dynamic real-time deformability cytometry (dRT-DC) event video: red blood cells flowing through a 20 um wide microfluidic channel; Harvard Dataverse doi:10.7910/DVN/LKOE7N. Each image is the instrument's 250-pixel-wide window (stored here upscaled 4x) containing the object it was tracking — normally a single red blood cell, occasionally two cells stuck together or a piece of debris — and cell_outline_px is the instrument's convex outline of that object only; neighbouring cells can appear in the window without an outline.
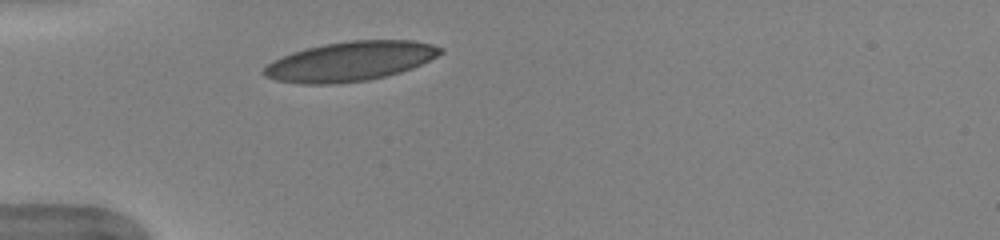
{"species": "human", "species_latin": "Homo sapiens", "temperature_condition": "warm", "stored_images_in_passage": 31, "camera_frame_rate_fps": 3000, "um_per_image_px": 0.085, "donor": {"sex": "female"}, "frame": {"image": 1, "passage_image": 1, "time_ms": 0.0, "image_size_px": [1000, 240], "cell_outline_px": [[444, 52], [412, 68], [400, 72], [368, 80], [336, 84], [300, 84], [276, 80], [264, 76], [260, 72], [272, 60], [292, 52], [324, 44], [352, 40], [412, 40], [432, 44], [444, 48]], "centroid_in_image_um": [29.74, 5.21], "position_along_channel_um": 55.3, "area_um2": 40.63}}
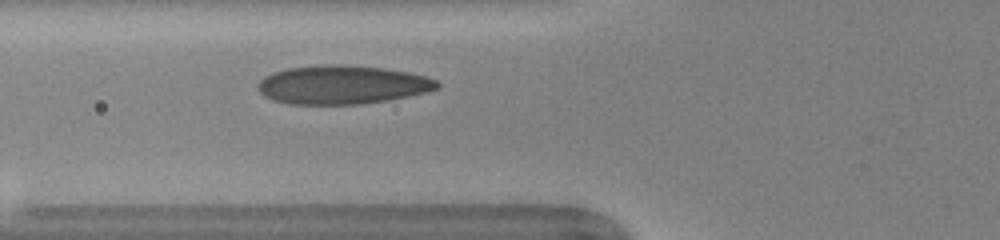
{"frame": {"image": 2, "passage_image": 5, "time_ms": 1.333, "image_size_px": [1000, 240], "cell_outline_px": [[440, 88], [408, 96], [388, 100], [360, 104], [288, 104], [272, 100], [264, 96], [256, 88], [256, 84], [264, 76], [272, 72], [288, 68], [328, 64], [340, 64], [384, 68], [408, 72], [424, 76], [436, 80], [440, 84]], "centroid_in_image_um": [29.05, 7.2], "position_along_channel_um": 96.8, "area_um2": 40.52}}
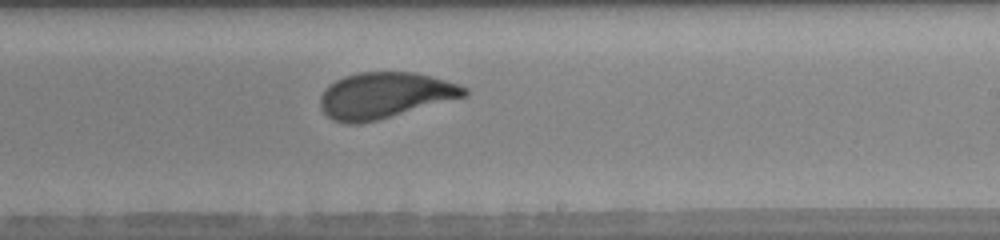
{"frame": {"image": 3, "passage_image": 17, "time_ms": 5.333, "image_size_px": [1000, 240], "cell_outline_px": [[468, 96], [376, 120], [356, 124], [348, 124], [332, 120], [320, 108], [320, 96], [336, 80], [344, 76], [356, 72], [416, 72], [432, 76], [460, 84], [468, 88]], "centroid_in_image_um": [32.74, 8.1], "position_along_channel_um": 256.3, "area_um2": 38.55}, "authors_computed_cell_mechanics": {"area_um2": 39.1306, "velocity_mm_per_s": 3.9811, "shape_relaxation_time_tau1_ms": 4.0947, "shape_relaxation_time_tau2_ms": null, "deformation_change_tau1": 0.1605, "deformation_change_tau2": null}}